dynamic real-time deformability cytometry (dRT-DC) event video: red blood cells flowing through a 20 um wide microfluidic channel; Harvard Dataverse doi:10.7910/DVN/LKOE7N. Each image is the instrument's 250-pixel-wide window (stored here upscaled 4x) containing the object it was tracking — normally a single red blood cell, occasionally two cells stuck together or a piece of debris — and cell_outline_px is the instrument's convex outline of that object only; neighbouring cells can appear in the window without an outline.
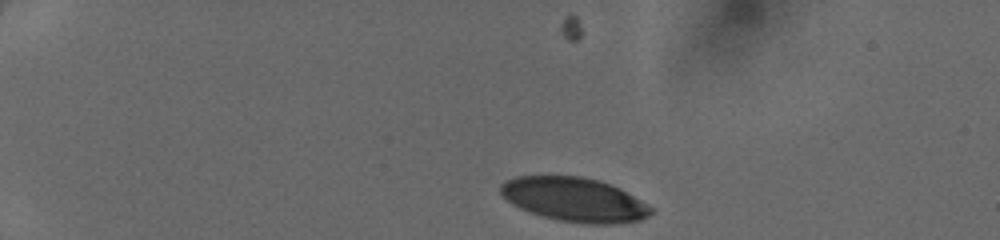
{"species": "human", "species_latin": "Homo sapiens", "temperature_condition": "cold", "stored_images_in_passage": 40, "camera_frame_rate_fps": 3000, "um_per_image_px": 0.085, "donor": {"sex": "female"}, "frame": {"image": 1, "passage_image": 1, "time_ms": 0.0, "image_size_px": [1000, 240], "cell_outline_px": [[652, 212], [648, 216], [640, 220], [616, 224], [584, 224], [560, 220], [544, 216], [520, 208], [512, 204], [500, 192], [500, 184], [516, 176], [580, 176], [600, 180], [620, 188], [640, 200], [652, 208]], "centroid_in_image_um": [48.84, 16.96], "position_along_channel_um": 36.2, "area_um2": 38.38}}
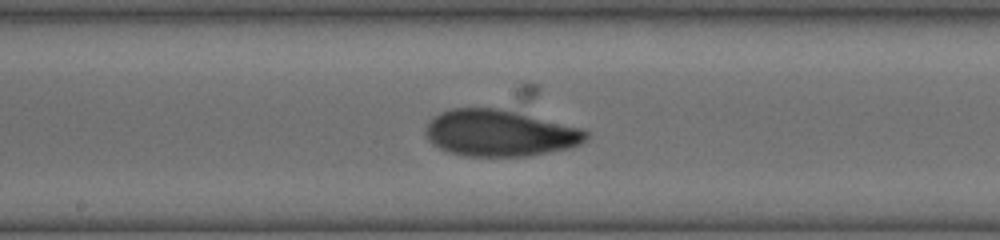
{"frame": {"image": 2, "passage_image": 19, "time_ms": 6.0, "image_size_px": [1000, 240], "cell_outline_px": [[588, 136], [580, 144], [572, 148], [528, 156], [464, 156], [448, 152], [432, 144], [424, 136], [424, 132], [428, 120], [432, 116], [440, 112], [452, 108], [516, 108], [584, 128], [588, 132]], "centroid_in_image_um": [42.53, 11.27], "position_along_channel_um": 205.7, "area_um2": 45.14}}
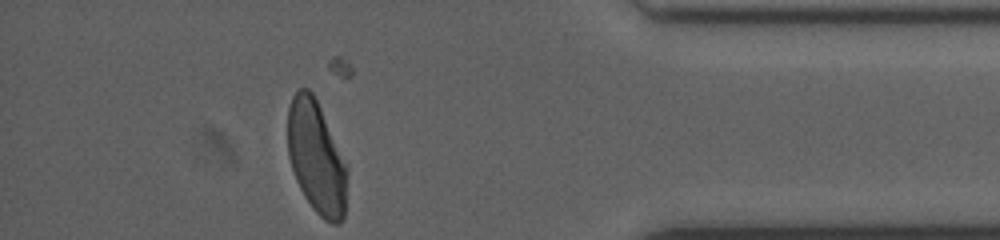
{"frame": {"image": 3, "passage_image": 35, "time_ms": 11.333, "image_size_px": [1000, 240], "cell_outline_px": [[348, 172], [344, 220], [336, 224], [332, 224], [324, 220], [312, 208], [304, 196], [296, 180], [288, 156], [288, 108], [292, 96], [300, 88], [308, 88], [312, 92], [320, 108]], "centroid_in_image_um": [26.88, 13.43], "position_along_channel_um": 408.3, "area_um2": 38.55}}